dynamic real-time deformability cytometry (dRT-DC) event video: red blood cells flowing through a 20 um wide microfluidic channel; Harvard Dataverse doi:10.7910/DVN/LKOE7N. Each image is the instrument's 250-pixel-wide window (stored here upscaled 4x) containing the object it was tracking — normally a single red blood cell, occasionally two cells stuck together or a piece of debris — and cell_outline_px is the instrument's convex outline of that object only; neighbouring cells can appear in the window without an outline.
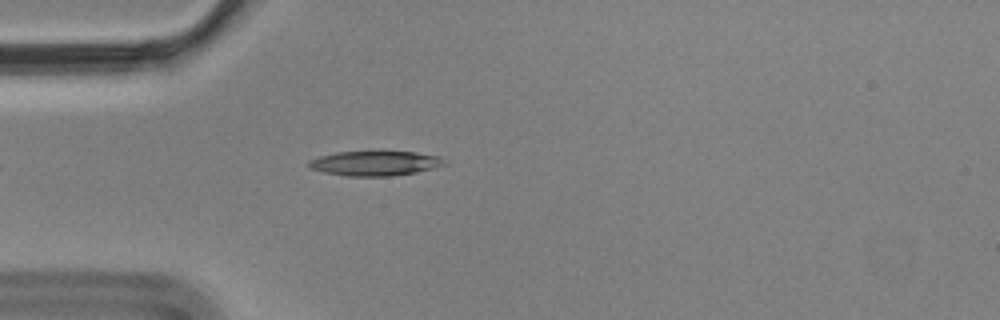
{"species": "Egyptian fruit bat (a non-hibernating species)", "species_latin": "Rousettus aegyptiacus", "temperature_condition": "cold", "stored_images_in_passage": 5, "camera_frame_rate_fps": 3000, "um_per_image_px": 0.085, "animal": {"sex": "male"}, "frame": {"image": 1, "passage_image": 5, "time_ms": 1.333, "image_size_px": [1000, 320], "cell_outline_px": [[448, 164], [416, 172], [392, 176], [344, 176], [324, 172], [308, 168], [308, 160], [320, 156], [336, 152], [416, 152], [440, 156]], "centroid_in_image_um": [31.86, 13.88], "position_along_channel_um": 53.1, "area_um2": 19.54}}